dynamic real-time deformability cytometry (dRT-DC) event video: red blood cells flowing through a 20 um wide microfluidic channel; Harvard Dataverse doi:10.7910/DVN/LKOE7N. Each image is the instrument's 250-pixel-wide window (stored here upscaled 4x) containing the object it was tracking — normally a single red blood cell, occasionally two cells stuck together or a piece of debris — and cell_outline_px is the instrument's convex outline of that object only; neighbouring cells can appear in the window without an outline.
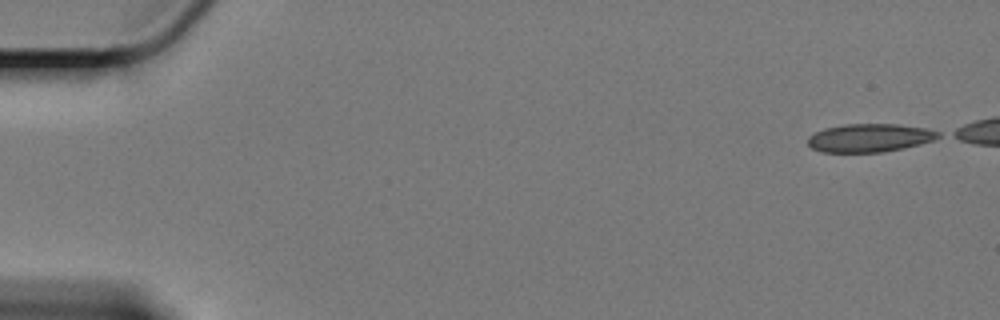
{"species": "Egyptian fruit bat (a non-hibernating species)", "species_latin": "Rousettus aegyptiacus", "temperature_condition": "cold", "stored_images_in_passage": 52, "camera_frame_rate_fps": 3000, "um_per_image_px": 0.085, "animal": {"sex": "female"}, "frame": {"image": 1, "passage_image": 1, "time_ms": 0.0, "image_size_px": [1000, 320], "cell_outline_px": [[940, 136], [932, 140], [920, 144], [904, 148], [884, 152], [820, 152], [812, 148], [808, 144], [808, 136], [824, 128], [844, 124], [896, 124], [928, 128], [940, 132]], "centroid_in_image_um": [73.91, 11.71], "position_along_channel_um": 11.1, "area_um2": 21.56}}
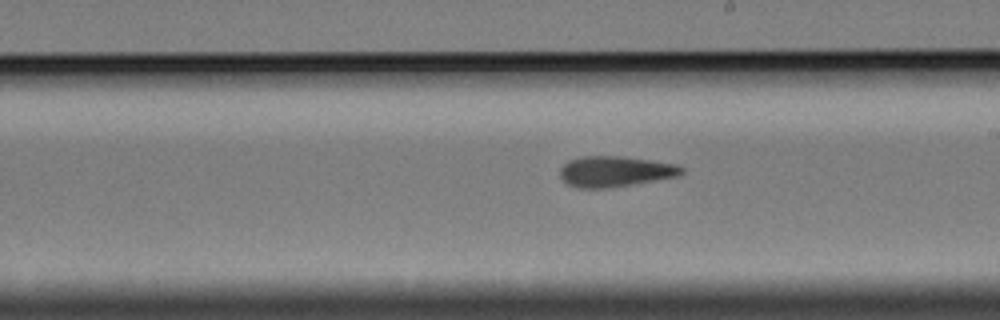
{"frame": {"image": 2, "passage_image": 33, "time_ms": 10.667, "image_size_px": [1000, 320], "cell_outline_px": [[684, 172], [680, 176], [608, 188], [576, 188], [568, 184], [560, 176], [560, 168], [568, 160], [584, 156], [620, 156], [652, 160], [676, 164], [684, 168]], "centroid_in_image_um": [52.3, 14.57], "position_along_channel_um": 236.7, "area_um2": 21.79}}
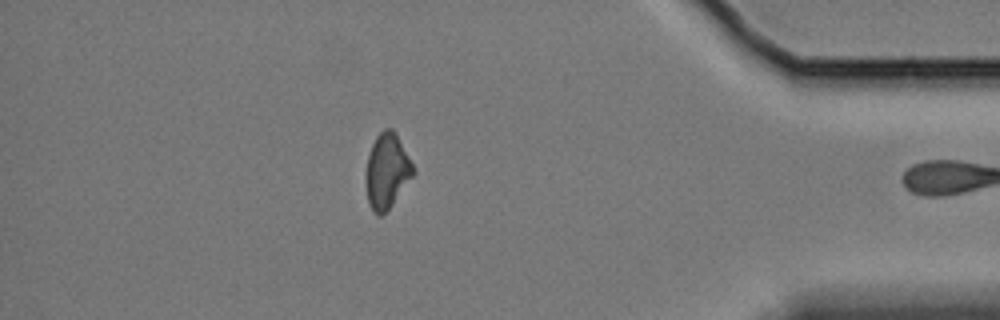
{"frame": {"image": 3, "passage_image": 51, "time_ms": 16.667, "image_size_px": [1000, 320], "cell_outline_px": [[416, 172], [392, 204], [380, 216], [376, 216], [372, 212], [368, 200], [364, 176], [368, 156], [372, 144], [376, 136], [384, 128], [392, 128], [412, 164]], "centroid_in_image_um": [32.85, 14.56], "position_along_channel_um": 402.3, "area_um2": 20.46}}